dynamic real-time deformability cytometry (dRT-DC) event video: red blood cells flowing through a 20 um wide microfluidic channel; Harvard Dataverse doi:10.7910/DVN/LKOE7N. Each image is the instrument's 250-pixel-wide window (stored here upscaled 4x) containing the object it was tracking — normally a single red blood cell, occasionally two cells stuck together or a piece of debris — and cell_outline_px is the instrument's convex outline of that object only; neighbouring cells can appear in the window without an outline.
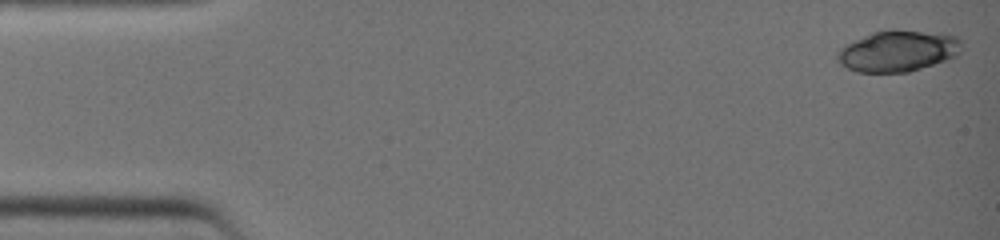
{"species": "common noctule bat (a hibernating species)", "species_latin": "Nyctalus noctula", "temperature_condition": "warm", "stored_images_in_passage": 38, "camera_frame_rate_fps": 3000, "um_per_image_px": 0.085, "animal": {"sex": "female", "body_mass_g": 19.0, "forearm_length_mm": 51.5}, "frame": {"image": 1, "passage_image": 1, "time_ms": 0.0, "image_size_px": [1000, 240], "cell_outline_px": [[964, 44], [960, 52], [956, 56], [908, 72], [856, 72], [840, 64], [836, 60], [836, 52], [840, 48], [872, 32], [892, 28], [940, 32], [956, 36]], "centroid_in_image_um": [76.34, 4.31], "position_along_channel_um": 8.7, "area_um2": 30.17}}
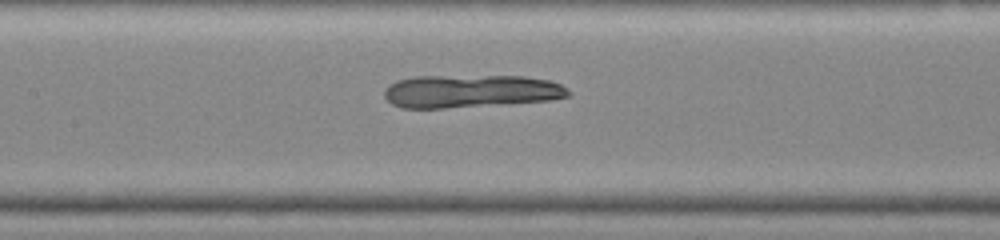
{"frame": {"image": 2, "passage_image": 19, "time_ms": 6.0, "image_size_px": [1000, 240], "cell_outline_px": [[572, 96], [552, 100], [444, 108], [404, 108], [392, 104], [384, 96], [384, 88], [388, 84], [396, 80], [416, 76], [524, 76], [548, 80], [560, 84], [568, 88], [572, 92]], "centroid_in_image_um": [40.02, 7.74], "position_along_channel_um": 167.4, "area_um2": 35.49}}
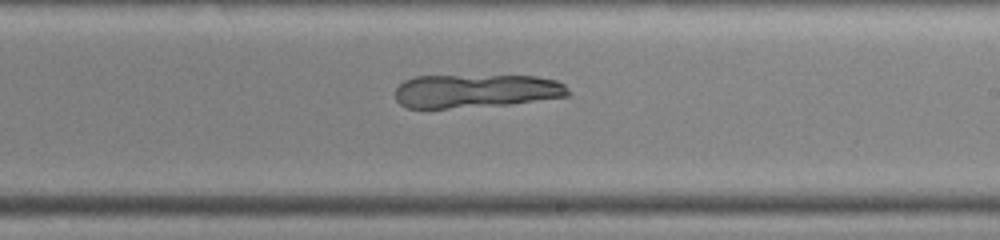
{"frame": {"image": 3, "passage_image": 24, "time_ms": 7.667, "image_size_px": [1000, 240], "cell_outline_px": [[572, 96], [508, 104], [448, 108], [408, 108], [400, 104], [396, 100], [396, 88], [404, 80], [416, 76], [536, 76], [556, 80], [564, 84], [572, 92]], "centroid_in_image_um": [40.49, 7.73], "position_along_channel_um": 248.5, "area_um2": 33.87}}